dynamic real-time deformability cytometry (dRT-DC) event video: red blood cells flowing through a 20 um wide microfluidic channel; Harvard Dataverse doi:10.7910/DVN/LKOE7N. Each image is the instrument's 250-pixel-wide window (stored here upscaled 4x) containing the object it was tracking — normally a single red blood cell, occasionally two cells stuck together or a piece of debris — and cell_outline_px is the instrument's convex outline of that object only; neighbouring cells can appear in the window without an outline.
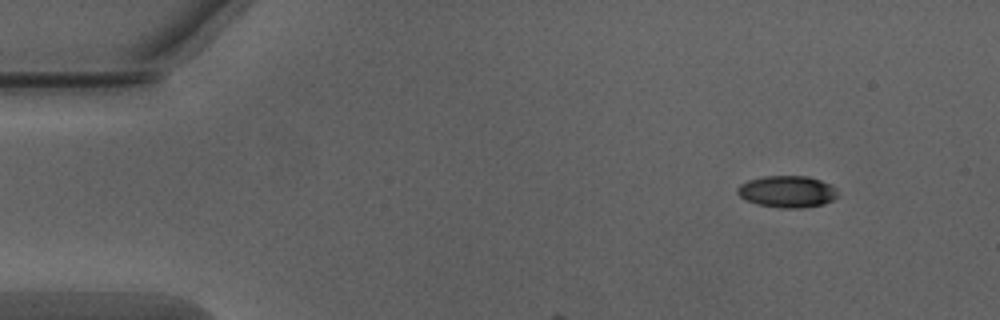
{"species": "Egyptian fruit bat (a non-hibernating species)", "species_latin": "Rousettus aegyptiacus", "temperature_condition": "warm", "stored_images_in_passage": 6, "camera_frame_rate_fps": 3000, "um_per_image_px": 0.085, "animal": {"sex": "male"}, "frame": {"image": 1, "passage_image": 1, "time_ms": 0.0, "image_size_px": [1000, 320], "cell_outline_px": [[840, 196], [824, 204], [800, 208], [780, 208], [756, 204], [740, 196], [736, 192], [736, 188], [740, 184], [748, 180], [764, 176], [808, 176], [832, 184], [836, 188]], "centroid_in_image_um": [66.94, 16.28], "position_along_channel_um": 18.1, "area_um2": 18.79}}